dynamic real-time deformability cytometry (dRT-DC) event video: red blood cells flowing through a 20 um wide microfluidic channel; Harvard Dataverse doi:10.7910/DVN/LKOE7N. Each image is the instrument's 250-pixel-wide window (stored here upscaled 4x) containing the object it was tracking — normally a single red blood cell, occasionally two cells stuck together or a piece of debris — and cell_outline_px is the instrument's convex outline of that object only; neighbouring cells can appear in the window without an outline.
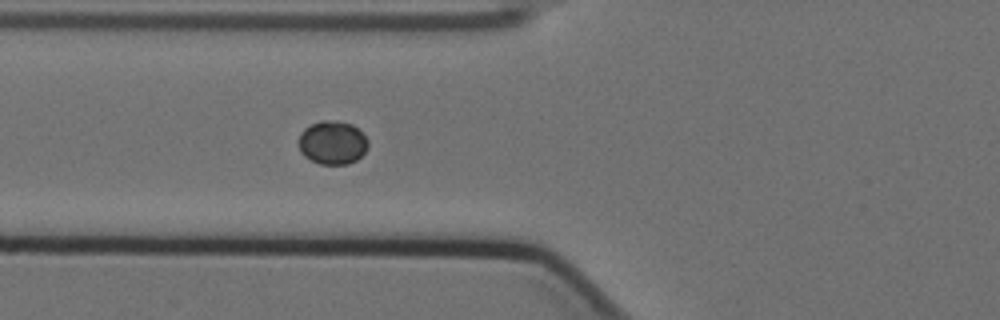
{"species": "Egyptian fruit bat (a non-hibernating species)", "species_latin": "Rousettus aegyptiacus", "temperature_condition": "cold", "stored_images_in_passage": 3, "camera_frame_rate_fps": 3000, "um_per_image_px": 0.085, "animal": {"sex": "female"}, "frame": {"image": 1, "passage_image": 3, "time_ms": 0.667, "image_size_px": [1000, 320], "cell_outline_px": [[368, 148], [356, 160], [348, 164], [320, 164], [304, 156], [300, 152], [300, 132], [304, 128], [320, 120], [336, 120], [352, 124], [368, 140]], "centroid_in_image_um": [28.26, 12.11], "position_along_channel_um": 97.5, "area_um2": 17.51}}